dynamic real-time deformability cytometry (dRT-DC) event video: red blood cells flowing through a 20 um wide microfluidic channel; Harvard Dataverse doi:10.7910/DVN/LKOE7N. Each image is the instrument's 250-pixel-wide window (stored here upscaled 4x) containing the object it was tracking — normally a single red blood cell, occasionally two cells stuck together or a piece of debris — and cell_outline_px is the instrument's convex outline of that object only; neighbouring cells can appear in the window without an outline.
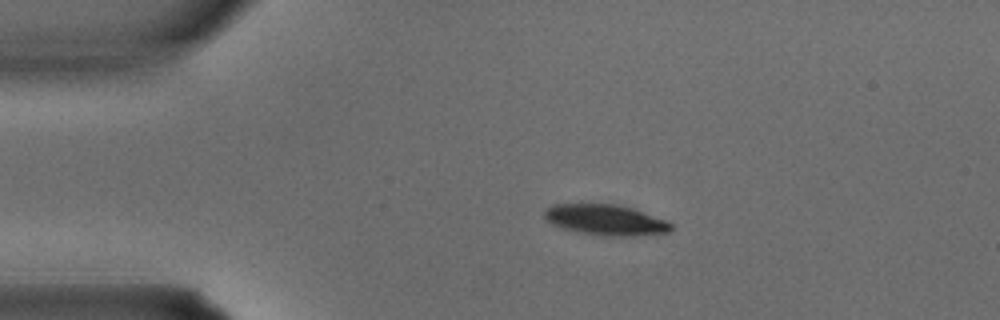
{"species": "common noctule bat (a hibernating species)", "species_latin": "Nyctalus noctula", "temperature_condition": "warm", "stored_images_in_passage": 2, "camera_frame_rate_fps": 3000, "um_per_image_px": 0.085, "animal": {"sex": "male", "body_mass_g": 15.6}, "frame": {"image": 1, "passage_image": 1, "time_ms": 0.0, "image_size_px": [1000, 320], "cell_outline_px": [[672, 228], [668, 232], [632, 236], [604, 236], [580, 232], [564, 228], [552, 224], [544, 220], [544, 212], [552, 204], [616, 204], [632, 208], [664, 220], [672, 224]], "centroid_in_image_um": [51.44, 18.69], "position_along_channel_um": 33.6, "area_um2": 22.37}}